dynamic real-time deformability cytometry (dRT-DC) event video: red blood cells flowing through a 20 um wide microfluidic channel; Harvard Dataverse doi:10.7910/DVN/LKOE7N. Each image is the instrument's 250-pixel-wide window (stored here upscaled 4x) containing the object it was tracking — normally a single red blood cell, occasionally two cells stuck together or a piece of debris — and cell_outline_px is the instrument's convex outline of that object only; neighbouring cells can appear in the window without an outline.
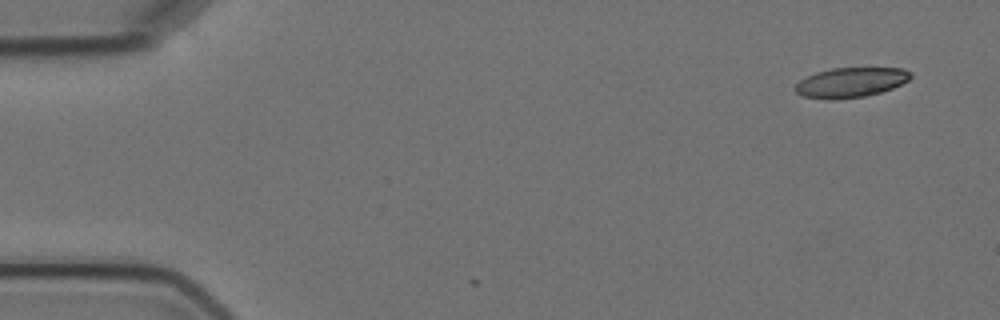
{"species": "Egyptian fruit bat (a non-hibernating species)", "species_latin": "Rousettus aegyptiacus", "temperature_condition": "cold", "stored_images_in_passage": 5, "segment_of_instrument_passage": [2, 2], "camera_frame_rate_fps": 3000, "um_per_image_px": 0.085, "animal": {"sex": "female"}, "frame": {"image": 1, "passage_image": 5, "time_ms": 4.667, "image_size_px": [1000, 320], "cell_outline_px": [[912, 76], [908, 80], [892, 88], [880, 92], [864, 96], [832, 100], [804, 96], [796, 92], [792, 88], [800, 80], [816, 72], [832, 68], [904, 68], [912, 72]], "centroid_in_image_um": [72.31, 7.0], "position_along_channel_um": 12.7, "area_um2": 20.0}}